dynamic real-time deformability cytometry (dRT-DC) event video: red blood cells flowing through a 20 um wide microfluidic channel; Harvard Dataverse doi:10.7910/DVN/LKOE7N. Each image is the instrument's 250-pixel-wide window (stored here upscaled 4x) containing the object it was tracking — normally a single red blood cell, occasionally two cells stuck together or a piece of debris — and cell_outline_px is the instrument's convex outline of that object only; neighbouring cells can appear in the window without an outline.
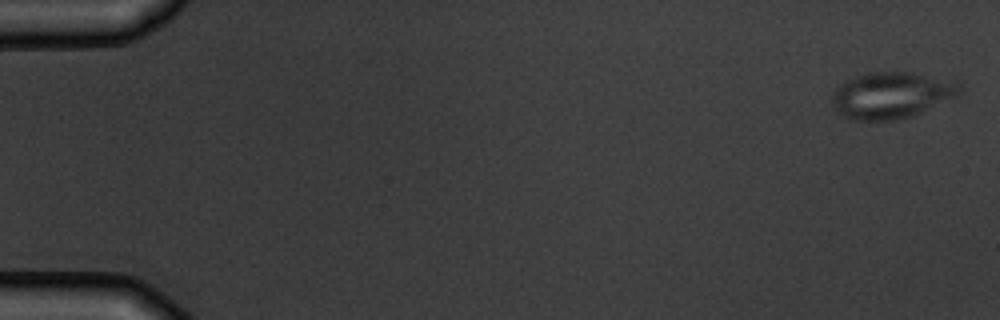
{"species": "common noctule bat (a hibernating species)", "species_latin": "Nyctalus noctula", "temperature_condition": "warm", "stored_images_in_passage": 5, "camera_frame_rate_fps": 3000, "um_per_image_px": 0.085, "animal": {"sex": "male", "body_mass_g": 19.5, "forearm_length_mm": 54.6}, "frame": {"image": 1, "passage_image": 1, "time_ms": 0.0, "image_size_px": [1000, 320], "cell_outline_px": [[964, 92], [956, 96], [912, 116], [900, 120], [856, 120], [844, 116], [836, 112], [832, 104], [832, 92], [844, 80], [868, 72], [912, 72], [960, 80]], "centroid_in_image_um": [75.82, 8.07], "position_along_channel_um": 9.2, "area_um2": 35.08}}